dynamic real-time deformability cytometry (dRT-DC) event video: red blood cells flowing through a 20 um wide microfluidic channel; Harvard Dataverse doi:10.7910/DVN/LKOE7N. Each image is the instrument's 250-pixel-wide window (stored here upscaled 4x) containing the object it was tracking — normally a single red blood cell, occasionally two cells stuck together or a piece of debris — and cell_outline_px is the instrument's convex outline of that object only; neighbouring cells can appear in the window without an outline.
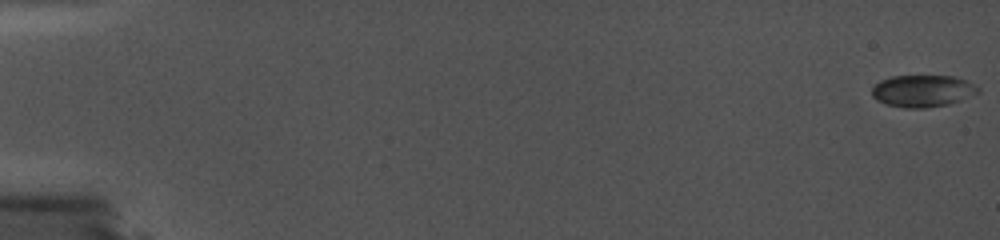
{"species": "common noctule bat (a hibernating species)", "species_latin": "Nyctalus noctula", "temperature_condition": "cold", "stored_images_in_passage": 86, "camera_frame_rate_fps": 5000, "um_per_image_px": 0.085, "animal": {"sex": "female", "body_mass_g": 19.0, "forearm_length_mm": 56.7}, "frame": {"image": 1, "passage_image": 1, "time_ms": 0.0, "image_size_px": [1000, 240], "cell_outline_px": [[980, 92], [960, 100], [948, 104], [924, 108], [904, 108], [884, 104], [876, 100], [872, 96], [872, 88], [880, 80], [892, 76], [956, 76], [968, 80], [980, 88]], "centroid_in_image_um": [78.43, 7.73], "position_along_channel_um": 6.6, "area_um2": 19.94}}
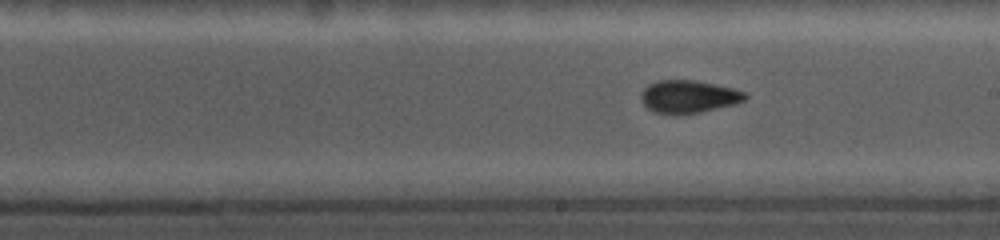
{"frame": {"image": 2, "passage_image": 55, "time_ms": 10.8, "image_size_px": [1000, 240], "cell_outline_px": [[748, 96], [744, 100], [736, 104], [700, 112], [676, 116], [652, 112], [640, 100], [640, 96], [644, 88], [648, 84], [656, 80], [696, 80], [732, 88], [744, 92]], "centroid_in_image_um": [58.48, 8.23], "position_along_channel_um": 230.5, "area_um2": 20.17}}
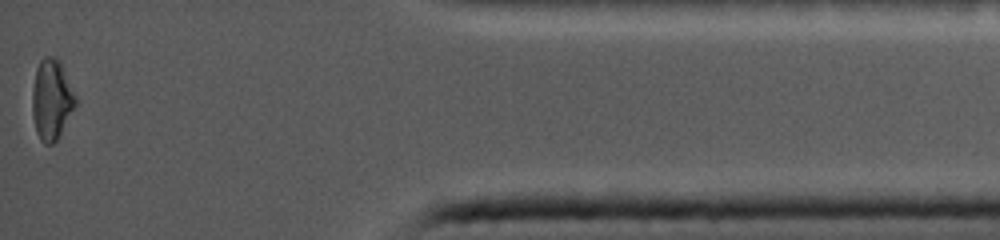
{"frame": {"image": 3, "passage_image": 86, "time_ms": 17.0, "image_size_px": [1000, 240], "cell_outline_px": [[76, 104], [60, 136], [52, 144], [44, 144], [40, 140], [36, 132], [32, 116], [32, 88], [36, 68], [40, 60], [44, 56], [56, 56], [60, 60], [76, 96]], "centroid_in_image_um": [4.37, 8.45], "position_along_channel_um": 430.8, "area_um2": 20.58}}